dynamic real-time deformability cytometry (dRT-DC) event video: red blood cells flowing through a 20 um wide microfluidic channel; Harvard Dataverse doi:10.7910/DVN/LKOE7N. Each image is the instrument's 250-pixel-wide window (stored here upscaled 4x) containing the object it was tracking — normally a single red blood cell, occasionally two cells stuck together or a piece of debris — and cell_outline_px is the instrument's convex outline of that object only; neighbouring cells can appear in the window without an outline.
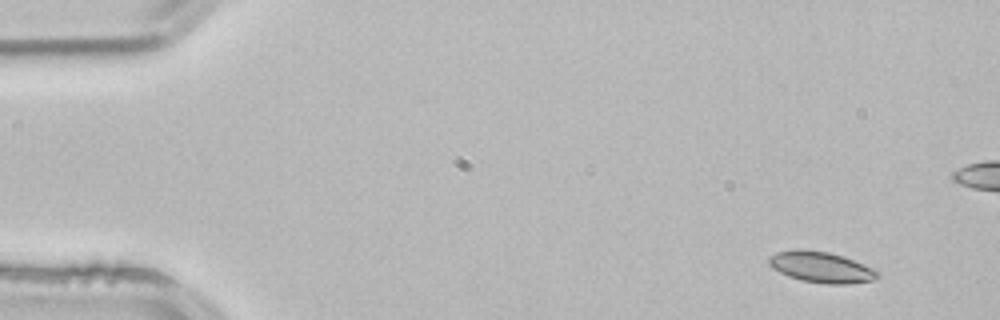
{"species": "common noctule bat (a hibernating species)", "species_latin": "Nyctalus noctula", "temperature_condition": "room temperature", "stored_images_in_passage": 4, "camera_frame_rate_fps": 3000, "um_per_image_px": 0.085, "animal": {"sex": "male", "body_mass_g": 21.5, "forearm_length_mm": 52.0}, "frame": {"image": 1, "passage_image": 1, "time_ms": 0.0, "image_size_px": [1000, 320], "cell_outline_px": [[880, 276], [872, 280], [844, 284], [828, 284], [800, 280], [788, 276], [772, 268], [768, 264], [768, 256], [776, 252], [828, 252], [876, 268], [880, 272]], "centroid_in_image_um": [69.84, 22.76], "position_along_channel_um": 15.2, "area_um2": 18.9}}